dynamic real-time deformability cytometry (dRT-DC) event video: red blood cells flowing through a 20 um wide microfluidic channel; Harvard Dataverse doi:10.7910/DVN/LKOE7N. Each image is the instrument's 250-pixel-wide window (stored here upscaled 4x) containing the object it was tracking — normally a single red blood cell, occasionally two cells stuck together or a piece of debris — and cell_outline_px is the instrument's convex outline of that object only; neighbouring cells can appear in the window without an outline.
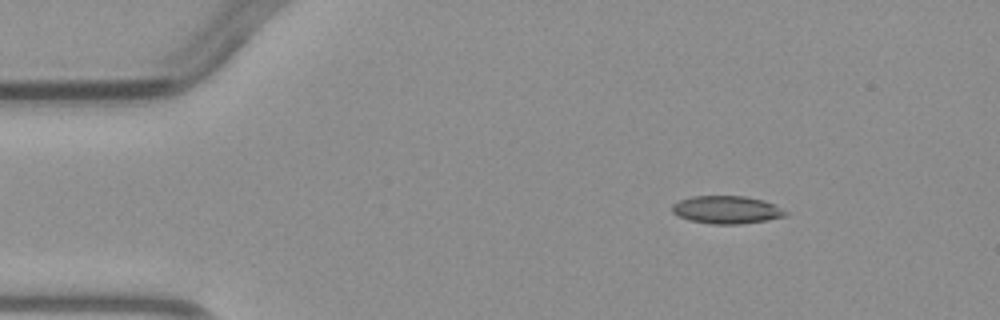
{"species": "common noctule bat (a hibernating species)", "species_latin": "Nyctalus noctula", "temperature_condition": "warm", "stored_images_in_passage": 3, "camera_frame_rate_fps": 3000, "um_per_image_px": 0.085, "animal": {"sex": "male", "body_mass_g": 23.1, "forearm_length_mm": 52.7}, "frame": {"image": 1, "passage_image": 1, "time_ms": 0.0, "image_size_px": [1000, 320], "cell_outline_px": [[788, 212], [784, 216], [764, 220], [740, 224], [712, 224], [688, 220], [672, 212], [672, 204], [680, 200], [692, 196], [744, 196], [764, 200], [776, 204]], "centroid_in_image_um": [61.76, 17.82], "position_along_channel_um": 23.2, "area_um2": 18.32}}
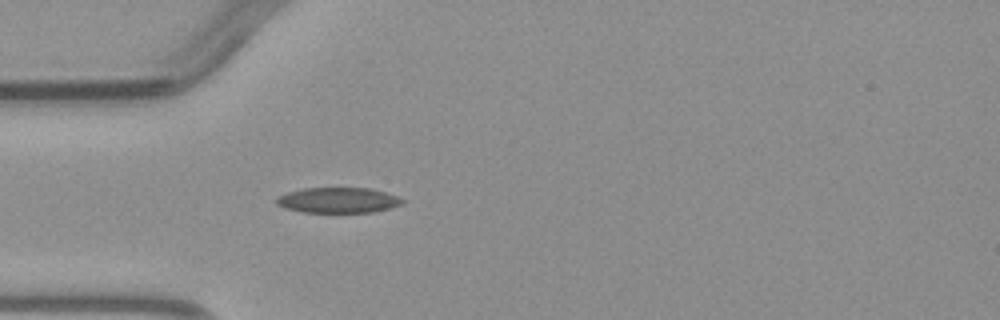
{"frame": {"image": 2, "passage_image": 3, "time_ms": 2.333, "image_size_px": [1000, 320], "cell_outline_px": [[404, 204], [372, 212], [304, 212], [284, 208], [276, 204], [276, 196], [288, 192], [304, 188], [368, 188], [384, 192], [396, 196], [404, 200]], "centroid_in_image_um": [28.7, 17.02], "position_along_channel_um": 56.3, "area_um2": 18.55}}